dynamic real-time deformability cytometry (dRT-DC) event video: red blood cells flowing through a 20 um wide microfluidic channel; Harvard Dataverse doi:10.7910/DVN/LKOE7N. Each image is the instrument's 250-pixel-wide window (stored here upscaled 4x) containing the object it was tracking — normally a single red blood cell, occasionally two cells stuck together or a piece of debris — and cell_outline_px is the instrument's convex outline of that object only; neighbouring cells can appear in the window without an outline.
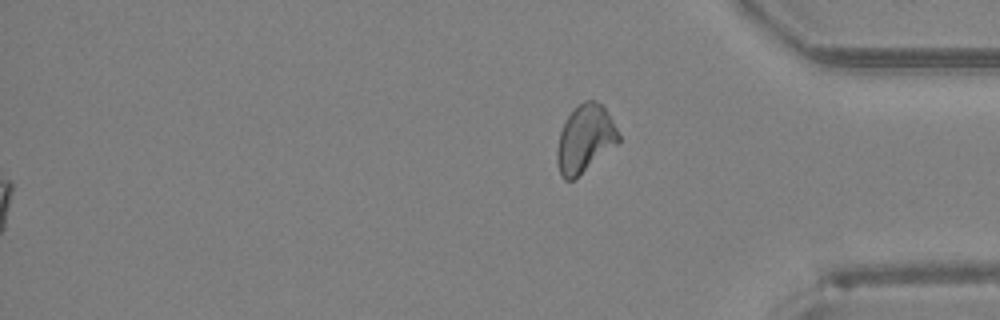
{"species": "Egyptian fruit bat (a non-hibernating species)", "species_latin": "Rousettus aegyptiacus", "temperature_condition": "room temperature", "stored_images_in_passage": 38, "segment_of_instrument_passage": [2, 2], "camera_frame_rate_fps": 3000, "um_per_image_px": 0.085, "animal": {"sex": "female"}, "frame": {"image": 1, "passage_image": 38, "time_ms": 12.333, "image_size_px": [1000, 320], "cell_outline_px": [[620, 140], [616, 144], [572, 180], [564, 180], [560, 172], [556, 160], [556, 152], [560, 132], [568, 116], [584, 100], [596, 100], [604, 108], [612, 120], [620, 136]], "centroid_in_image_um": [49.71, 11.79], "position_along_channel_um": 385.5, "area_um2": 23.47}}